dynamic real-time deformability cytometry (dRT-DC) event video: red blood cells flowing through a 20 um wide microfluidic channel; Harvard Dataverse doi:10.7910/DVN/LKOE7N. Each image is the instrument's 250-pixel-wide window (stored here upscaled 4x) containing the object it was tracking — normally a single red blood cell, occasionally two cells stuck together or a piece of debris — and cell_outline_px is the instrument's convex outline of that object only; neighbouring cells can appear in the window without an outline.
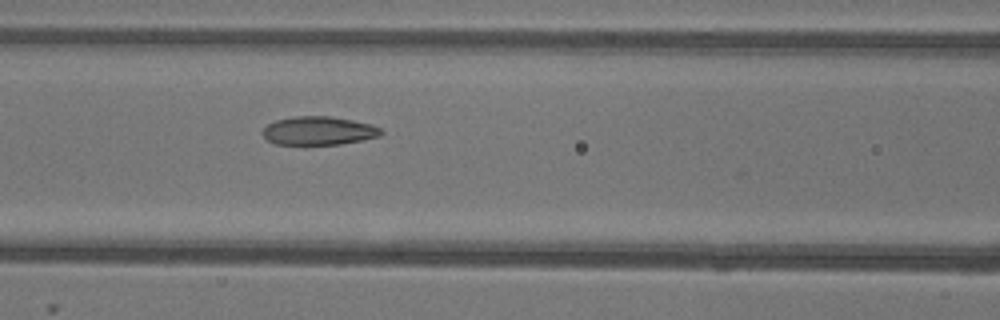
{"species": "common noctule bat (a hibernating species)", "species_latin": "Nyctalus noctula", "temperature_condition": "warm", "stored_images_in_passage": 26, "camera_frame_rate_fps": 3000, "um_per_image_px": 0.085, "animal": {"sex": "female"}, "frame": {"image": 1, "passage_image": 22, "time_ms": 7.0, "image_size_px": [1000, 320], "cell_outline_px": [[384, 132], [380, 136], [340, 144], [276, 144], [264, 140], [260, 132], [268, 124], [276, 120], [296, 116], [328, 116], [352, 120], [372, 124], [380, 128]], "centroid_in_image_um": [27.05, 11.11], "position_along_channel_um": 139.6, "area_um2": 19.71}}
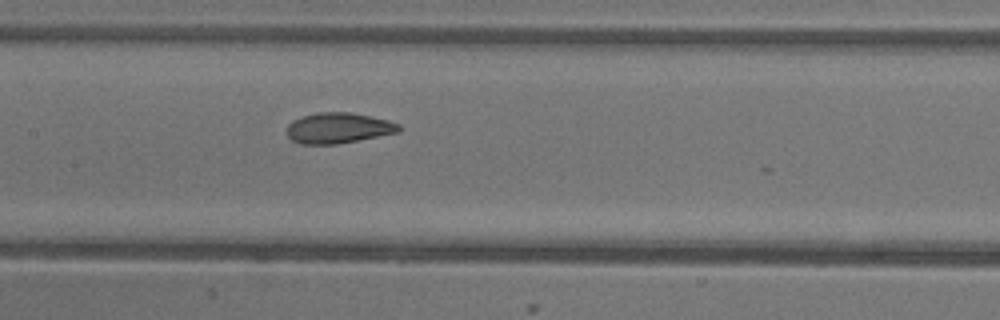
{"frame": {"image": 2, "passage_image": 25, "time_ms": 8.0, "image_size_px": [1000, 320], "cell_outline_px": [[400, 132], [336, 144], [300, 144], [292, 140], [288, 136], [288, 124], [292, 120], [304, 116], [320, 112], [352, 112], [372, 116], [388, 120], [400, 124]], "centroid_in_image_um": [28.78, 10.87], "position_along_channel_um": 178.6, "area_um2": 19.94}}